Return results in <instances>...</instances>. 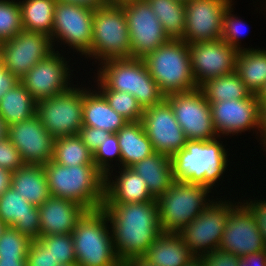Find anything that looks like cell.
Listing matches in <instances>:
<instances>
[{
	"mask_svg": "<svg viewBox=\"0 0 266 266\" xmlns=\"http://www.w3.org/2000/svg\"><path fill=\"white\" fill-rule=\"evenodd\" d=\"M110 134L108 131L99 128L82 126L78 135L83 144L94 153Z\"/></svg>",
	"mask_w": 266,
	"mask_h": 266,
	"instance_id": "obj_45",
	"label": "cell"
},
{
	"mask_svg": "<svg viewBox=\"0 0 266 266\" xmlns=\"http://www.w3.org/2000/svg\"><path fill=\"white\" fill-rule=\"evenodd\" d=\"M87 90L77 83L64 93L37 102L36 115L55 139L79 134L83 126V101Z\"/></svg>",
	"mask_w": 266,
	"mask_h": 266,
	"instance_id": "obj_9",
	"label": "cell"
},
{
	"mask_svg": "<svg viewBox=\"0 0 266 266\" xmlns=\"http://www.w3.org/2000/svg\"><path fill=\"white\" fill-rule=\"evenodd\" d=\"M93 14L94 9L56 1L50 36L54 49L56 44H67L73 52L86 56L92 43Z\"/></svg>",
	"mask_w": 266,
	"mask_h": 266,
	"instance_id": "obj_11",
	"label": "cell"
},
{
	"mask_svg": "<svg viewBox=\"0 0 266 266\" xmlns=\"http://www.w3.org/2000/svg\"><path fill=\"white\" fill-rule=\"evenodd\" d=\"M187 140L209 141L218 134L212 120L211 105L197 88L165 96Z\"/></svg>",
	"mask_w": 266,
	"mask_h": 266,
	"instance_id": "obj_12",
	"label": "cell"
},
{
	"mask_svg": "<svg viewBox=\"0 0 266 266\" xmlns=\"http://www.w3.org/2000/svg\"><path fill=\"white\" fill-rule=\"evenodd\" d=\"M238 266H266V250L243 256Z\"/></svg>",
	"mask_w": 266,
	"mask_h": 266,
	"instance_id": "obj_48",
	"label": "cell"
},
{
	"mask_svg": "<svg viewBox=\"0 0 266 266\" xmlns=\"http://www.w3.org/2000/svg\"><path fill=\"white\" fill-rule=\"evenodd\" d=\"M94 81L97 90H115L133 95L142 108L161 103L165 95L143 61L138 58L112 59L99 64ZM98 86V87H97Z\"/></svg>",
	"mask_w": 266,
	"mask_h": 266,
	"instance_id": "obj_4",
	"label": "cell"
},
{
	"mask_svg": "<svg viewBox=\"0 0 266 266\" xmlns=\"http://www.w3.org/2000/svg\"><path fill=\"white\" fill-rule=\"evenodd\" d=\"M19 80L12 74H10L4 67L3 60L0 56V95L11 89Z\"/></svg>",
	"mask_w": 266,
	"mask_h": 266,
	"instance_id": "obj_47",
	"label": "cell"
},
{
	"mask_svg": "<svg viewBox=\"0 0 266 266\" xmlns=\"http://www.w3.org/2000/svg\"><path fill=\"white\" fill-rule=\"evenodd\" d=\"M67 59L58 50L54 51L34 65L19 81L37 102L64 93L74 86L70 81V73L73 72L69 64L71 57L69 61Z\"/></svg>",
	"mask_w": 266,
	"mask_h": 266,
	"instance_id": "obj_15",
	"label": "cell"
},
{
	"mask_svg": "<svg viewBox=\"0 0 266 266\" xmlns=\"http://www.w3.org/2000/svg\"><path fill=\"white\" fill-rule=\"evenodd\" d=\"M97 91L106 99L110 107L128 122L141 121L144 109L133 95L115 90Z\"/></svg>",
	"mask_w": 266,
	"mask_h": 266,
	"instance_id": "obj_36",
	"label": "cell"
},
{
	"mask_svg": "<svg viewBox=\"0 0 266 266\" xmlns=\"http://www.w3.org/2000/svg\"><path fill=\"white\" fill-rule=\"evenodd\" d=\"M191 69L197 87L235 71L238 50L223 39L189 44Z\"/></svg>",
	"mask_w": 266,
	"mask_h": 266,
	"instance_id": "obj_18",
	"label": "cell"
},
{
	"mask_svg": "<svg viewBox=\"0 0 266 266\" xmlns=\"http://www.w3.org/2000/svg\"><path fill=\"white\" fill-rule=\"evenodd\" d=\"M188 140L172 157L174 180L204 185L211 190L224 178L228 152L220 139ZM223 177V178H222ZM221 179V180H220Z\"/></svg>",
	"mask_w": 266,
	"mask_h": 266,
	"instance_id": "obj_2",
	"label": "cell"
},
{
	"mask_svg": "<svg viewBox=\"0 0 266 266\" xmlns=\"http://www.w3.org/2000/svg\"><path fill=\"white\" fill-rule=\"evenodd\" d=\"M185 266H204V264L202 258L196 256Z\"/></svg>",
	"mask_w": 266,
	"mask_h": 266,
	"instance_id": "obj_56",
	"label": "cell"
},
{
	"mask_svg": "<svg viewBox=\"0 0 266 266\" xmlns=\"http://www.w3.org/2000/svg\"><path fill=\"white\" fill-rule=\"evenodd\" d=\"M27 266H57L56 260L38 240H32L26 257Z\"/></svg>",
	"mask_w": 266,
	"mask_h": 266,
	"instance_id": "obj_43",
	"label": "cell"
},
{
	"mask_svg": "<svg viewBox=\"0 0 266 266\" xmlns=\"http://www.w3.org/2000/svg\"><path fill=\"white\" fill-rule=\"evenodd\" d=\"M175 1H179L180 3H184V4H186V3L189 2L190 0H175Z\"/></svg>",
	"mask_w": 266,
	"mask_h": 266,
	"instance_id": "obj_59",
	"label": "cell"
},
{
	"mask_svg": "<svg viewBox=\"0 0 266 266\" xmlns=\"http://www.w3.org/2000/svg\"><path fill=\"white\" fill-rule=\"evenodd\" d=\"M54 51L50 36L26 30L0 43V56L4 67L18 80Z\"/></svg>",
	"mask_w": 266,
	"mask_h": 266,
	"instance_id": "obj_14",
	"label": "cell"
},
{
	"mask_svg": "<svg viewBox=\"0 0 266 266\" xmlns=\"http://www.w3.org/2000/svg\"><path fill=\"white\" fill-rule=\"evenodd\" d=\"M235 72L246 88L256 95L266 82V50L253 47L240 50L236 59Z\"/></svg>",
	"mask_w": 266,
	"mask_h": 266,
	"instance_id": "obj_31",
	"label": "cell"
},
{
	"mask_svg": "<svg viewBox=\"0 0 266 266\" xmlns=\"http://www.w3.org/2000/svg\"><path fill=\"white\" fill-rule=\"evenodd\" d=\"M57 266H79L77 263H71V264H58Z\"/></svg>",
	"mask_w": 266,
	"mask_h": 266,
	"instance_id": "obj_58",
	"label": "cell"
},
{
	"mask_svg": "<svg viewBox=\"0 0 266 266\" xmlns=\"http://www.w3.org/2000/svg\"><path fill=\"white\" fill-rule=\"evenodd\" d=\"M128 24L122 4H110L94 10L92 43L87 59L103 63L112 59L131 58Z\"/></svg>",
	"mask_w": 266,
	"mask_h": 266,
	"instance_id": "obj_7",
	"label": "cell"
},
{
	"mask_svg": "<svg viewBox=\"0 0 266 266\" xmlns=\"http://www.w3.org/2000/svg\"><path fill=\"white\" fill-rule=\"evenodd\" d=\"M23 30L51 36L56 0H18Z\"/></svg>",
	"mask_w": 266,
	"mask_h": 266,
	"instance_id": "obj_32",
	"label": "cell"
},
{
	"mask_svg": "<svg viewBox=\"0 0 266 266\" xmlns=\"http://www.w3.org/2000/svg\"><path fill=\"white\" fill-rule=\"evenodd\" d=\"M208 102L247 99L252 93L234 71L230 74L212 78L198 87Z\"/></svg>",
	"mask_w": 266,
	"mask_h": 266,
	"instance_id": "obj_33",
	"label": "cell"
},
{
	"mask_svg": "<svg viewBox=\"0 0 266 266\" xmlns=\"http://www.w3.org/2000/svg\"><path fill=\"white\" fill-rule=\"evenodd\" d=\"M259 144L266 143V103L259 102Z\"/></svg>",
	"mask_w": 266,
	"mask_h": 266,
	"instance_id": "obj_49",
	"label": "cell"
},
{
	"mask_svg": "<svg viewBox=\"0 0 266 266\" xmlns=\"http://www.w3.org/2000/svg\"><path fill=\"white\" fill-rule=\"evenodd\" d=\"M23 30L19 1L0 0V43Z\"/></svg>",
	"mask_w": 266,
	"mask_h": 266,
	"instance_id": "obj_37",
	"label": "cell"
},
{
	"mask_svg": "<svg viewBox=\"0 0 266 266\" xmlns=\"http://www.w3.org/2000/svg\"><path fill=\"white\" fill-rule=\"evenodd\" d=\"M38 241L50 251L57 264L76 263L74 242L71 233L41 236Z\"/></svg>",
	"mask_w": 266,
	"mask_h": 266,
	"instance_id": "obj_39",
	"label": "cell"
},
{
	"mask_svg": "<svg viewBox=\"0 0 266 266\" xmlns=\"http://www.w3.org/2000/svg\"><path fill=\"white\" fill-rule=\"evenodd\" d=\"M87 88L83 101V126L117 133L128 121L110 107L95 87Z\"/></svg>",
	"mask_w": 266,
	"mask_h": 266,
	"instance_id": "obj_26",
	"label": "cell"
},
{
	"mask_svg": "<svg viewBox=\"0 0 266 266\" xmlns=\"http://www.w3.org/2000/svg\"><path fill=\"white\" fill-rule=\"evenodd\" d=\"M218 137H230L245 131L259 132V102L255 94L247 99L209 102ZM232 135V136H231Z\"/></svg>",
	"mask_w": 266,
	"mask_h": 266,
	"instance_id": "obj_21",
	"label": "cell"
},
{
	"mask_svg": "<svg viewBox=\"0 0 266 266\" xmlns=\"http://www.w3.org/2000/svg\"><path fill=\"white\" fill-rule=\"evenodd\" d=\"M43 167L51 196L76 202L87 210L102 208L105 176L95 165L68 167L50 160Z\"/></svg>",
	"mask_w": 266,
	"mask_h": 266,
	"instance_id": "obj_3",
	"label": "cell"
},
{
	"mask_svg": "<svg viewBox=\"0 0 266 266\" xmlns=\"http://www.w3.org/2000/svg\"><path fill=\"white\" fill-rule=\"evenodd\" d=\"M143 61L165 96L198 88L191 69L189 44L182 39H170Z\"/></svg>",
	"mask_w": 266,
	"mask_h": 266,
	"instance_id": "obj_6",
	"label": "cell"
},
{
	"mask_svg": "<svg viewBox=\"0 0 266 266\" xmlns=\"http://www.w3.org/2000/svg\"><path fill=\"white\" fill-rule=\"evenodd\" d=\"M170 39L185 34V4L175 0H147Z\"/></svg>",
	"mask_w": 266,
	"mask_h": 266,
	"instance_id": "obj_34",
	"label": "cell"
},
{
	"mask_svg": "<svg viewBox=\"0 0 266 266\" xmlns=\"http://www.w3.org/2000/svg\"><path fill=\"white\" fill-rule=\"evenodd\" d=\"M118 258H141L162 233L157 199L142 203H103Z\"/></svg>",
	"mask_w": 266,
	"mask_h": 266,
	"instance_id": "obj_1",
	"label": "cell"
},
{
	"mask_svg": "<svg viewBox=\"0 0 266 266\" xmlns=\"http://www.w3.org/2000/svg\"><path fill=\"white\" fill-rule=\"evenodd\" d=\"M204 266H238L240 257L220 249L200 256Z\"/></svg>",
	"mask_w": 266,
	"mask_h": 266,
	"instance_id": "obj_46",
	"label": "cell"
},
{
	"mask_svg": "<svg viewBox=\"0 0 266 266\" xmlns=\"http://www.w3.org/2000/svg\"><path fill=\"white\" fill-rule=\"evenodd\" d=\"M118 168V174L109 172L105 176L104 203H142L155 200L138 173L130 167Z\"/></svg>",
	"mask_w": 266,
	"mask_h": 266,
	"instance_id": "obj_24",
	"label": "cell"
},
{
	"mask_svg": "<svg viewBox=\"0 0 266 266\" xmlns=\"http://www.w3.org/2000/svg\"><path fill=\"white\" fill-rule=\"evenodd\" d=\"M234 3L235 2H233V4H231L224 13L221 39H223L228 45L235 47L238 51H240L246 49L241 45L242 40L240 38L246 35L244 34V31L247 30L245 27L247 25L245 21L232 13L234 11Z\"/></svg>",
	"mask_w": 266,
	"mask_h": 266,
	"instance_id": "obj_41",
	"label": "cell"
},
{
	"mask_svg": "<svg viewBox=\"0 0 266 266\" xmlns=\"http://www.w3.org/2000/svg\"><path fill=\"white\" fill-rule=\"evenodd\" d=\"M12 172L0 168V196L11 187Z\"/></svg>",
	"mask_w": 266,
	"mask_h": 266,
	"instance_id": "obj_51",
	"label": "cell"
},
{
	"mask_svg": "<svg viewBox=\"0 0 266 266\" xmlns=\"http://www.w3.org/2000/svg\"><path fill=\"white\" fill-rule=\"evenodd\" d=\"M114 161H118L117 164H111ZM94 165L97 169L106 176L109 172L115 171L114 166H121V152L118 143V136L116 133H111L99 148L93 153ZM114 168V169H113Z\"/></svg>",
	"mask_w": 266,
	"mask_h": 266,
	"instance_id": "obj_40",
	"label": "cell"
},
{
	"mask_svg": "<svg viewBox=\"0 0 266 266\" xmlns=\"http://www.w3.org/2000/svg\"><path fill=\"white\" fill-rule=\"evenodd\" d=\"M11 187L37 207L51 197L45 169L40 165L24 164L13 171Z\"/></svg>",
	"mask_w": 266,
	"mask_h": 266,
	"instance_id": "obj_28",
	"label": "cell"
},
{
	"mask_svg": "<svg viewBox=\"0 0 266 266\" xmlns=\"http://www.w3.org/2000/svg\"><path fill=\"white\" fill-rule=\"evenodd\" d=\"M0 266H27L26 258H0Z\"/></svg>",
	"mask_w": 266,
	"mask_h": 266,
	"instance_id": "obj_52",
	"label": "cell"
},
{
	"mask_svg": "<svg viewBox=\"0 0 266 266\" xmlns=\"http://www.w3.org/2000/svg\"><path fill=\"white\" fill-rule=\"evenodd\" d=\"M212 192L204 185L175 180L157 199L161 231L179 233L213 202Z\"/></svg>",
	"mask_w": 266,
	"mask_h": 266,
	"instance_id": "obj_8",
	"label": "cell"
},
{
	"mask_svg": "<svg viewBox=\"0 0 266 266\" xmlns=\"http://www.w3.org/2000/svg\"><path fill=\"white\" fill-rule=\"evenodd\" d=\"M31 242L14 227L5 226L0 233V258H26Z\"/></svg>",
	"mask_w": 266,
	"mask_h": 266,
	"instance_id": "obj_38",
	"label": "cell"
},
{
	"mask_svg": "<svg viewBox=\"0 0 266 266\" xmlns=\"http://www.w3.org/2000/svg\"><path fill=\"white\" fill-rule=\"evenodd\" d=\"M141 123L157 153L172 157L188 141L165 99L157 105L144 108Z\"/></svg>",
	"mask_w": 266,
	"mask_h": 266,
	"instance_id": "obj_17",
	"label": "cell"
},
{
	"mask_svg": "<svg viewBox=\"0 0 266 266\" xmlns=\"http://www.w3.org/2000/svg\"><path fill=\"white\" fill-rule=\"evenodd\" d=\"M122 266H151L142 258H132L123 262Z\"/></svg>",
	"mask_w": 266,
	"mask_h": 266,
	"instance_id": "obj_53",
	"label": "cell"
},
{
	"mask_svg": "<svg viewBox=\"0 0 266 266\" xmlns=\"http://www.w3.org/2000/svg\"><path fill=\"white\" fill-rule=\"evenodd\" d=\"M38 208L41 236L72 233L78 220L87 211L81 204L54 196Z\"/></svg>",
	"mask_w": 266,
	"mask_h": 266,
	"instance_id": "obj_23",
	"label": "cell"
},
{
	"mask_svg": "<svg viewBox=\"0 0 266 266\" xmlns=\"http://www.w3.org/2000/svg\"><path fill=\"white\" fill-rule=\"evenodd\" d=\"M24 165L18 149L7 138L0 140V168L13 172Z\"/></svg>",
	"mask_w": 266,
	"mask_h": 266,
	"instance_id": "obj_42",
	"label": "cell"
},
{
	"mask_svg": "<svg viewBox=\"0 0 266 266\" xmlns=\"http://www.w3.org/2000/svg\"><path fill=\"white\" fill-rule=\"evenodd\" d=\"M121 167H131L155 153L141 121L128 122L117 133Z\"/></svg>",
	"mask_w": 266,
	"mask_h": 266,
	"instance_id": "obj_29",
	"label": "cell"
},
{
	"mask_svg": "<svg viewBox=\"0 0 266 266\" xmlns=\"http://www.w3.org/2000/svg\"><path fill=\"white\" fill-rule=\"evenodd\" d=\"M130 35L131 58L143 59L170 40L147 0L122 4Z\"/></svg>",
	"mask_w": 266,
	"mask_h": 266,
	"instance_id": "obj_13",
	"label": "cell"
},
{
	"mask_svg": "<svg viewBox=\"0 0 266 266\" xmlns=\"http://www.w3.org/2000/svg\"><path fill=\"white\" fill-rule=\"evenodd\" d=\"M251 200V201H250ZM243 205L249 210L256 221L257 228L263 237V241L266 244V198L263 200L254 198L242 201Z\"/></svg>",
	"mask_w": 266,
	"mask_h": 266,
	"instance_id": "obj_44",
	"label": "cell"
},
{
	"mask_svg": "<svg viewBox=\"0 0 266 266\" xmlns=\"http://www.w3.org/2000/svg\"><path fill=\"white\" fill-rule=\"evenodd\" d=\"M218 249L240 258L266 250L255 218L242 202L228 215Z\"/></svg>",
	"mask_w": 266,
	"mask_h": 266,
	"instance_id": "obj_20",
	"label": "cell"
},
{
	"mask_svg": "<svg viewBox=\"0 0 266 266\" xmlns=\"http://www.w3.org/2000/svg\"><path fill=\"white\" fill-rule=\"evenodd\" d=\"M263 147H265V148H262V149H264L263 152L265 151V153H266V143L263 144Z\"/></svg>",
	"mask_w": 266,
	"mask_h": 266,
	"instance_id": "obj_61",
	"label": "cell"
},
{
	"mask_svg": "<svg viewBox=\"0 0 266 266\" xmlns=\"http://www.w3.org/2000/svg\"><path fill=\"white\" fill-rule=\"evenodd\" d=\"M234 0H190L185 4L186 43L219 40L222 37L223 16Z\"/></svg>",
	"mask_w": 266,
	"mask_h": 266,
	"instance_id": "obj_16",
	"label": "cell"
},
{
	"mask_svg": "<svg viewBox=\"0 0 266 266\" xmlns=\"http://www.w3.org/2000/svg\"><path fill=\"white\" fill-rule=\"evenodd\" d=\"M8 126L0 116V140L7 138Z\"/></svg>",
	"mask_w": 266,
	"mask_h": 266,
	"instance_id": "obj_54",
	"label": "cell"
},
{
	"mask_svg": "<svg viewBox=\"0 0 266 266\" xmlns=\"http://www.w3.org/2000/svg\"><path fill=\"white\" fill-rule=\"evenodd\" d=\"M5 227V225L1 222V220H0V233H1V231H2V229Z\"/></svg>",
	"mask_w": 266,
	"mask_h": 266,
	"instance_id": "obj_60",
	"label": "cell"
},
{
	"mask_svg": "<svg viewBox=\"0 0 266 266\" xmlns=\"http://www.w3.org/2000/svg\"><path fill=\"white\" fill-rule=\"evenodd\" d=\"M71 234L79 266H122L115 251L109 219L103 208L87 210Z\"/></svg>",
	"mask_w": 266,
	"mask_h": 266,
	"instance_id": "obj_5",
	"label": "cell"
},
{
	"mask_svg": "<svg viewBox=\"0 0 266 266\" xmlns=\"http://www.w3.org/2000/svg\"><path fill=\"white\" fill-rule=\"evenodd\" d=\"M56 1L72 3L74 5L84 6L94 10L108 3L107 0H56Z\"/></svg>",
	"mask_w": 266,
	"mask_h": 266,
	"instance_id": "obj_50",
	"label": "cell"
},
{
	"mask_svg": "<svg viewBox=\"0 0 266 266\" xmlns=\"http://www.w3.org/2000/svg\"><path fill=\"white\" fill-rule=\"evenodd\" d=\"M256 97L258 99V102H265L266 103V82L261 87V89L258 91V93L256 94Z\"/></svg>",
	"mask_w": 266,
	"mask_h": 266,
	"instance_id": "obj_55",
	"label": "cell"
},
{
	"mask_svg": "<svg viewBox=\"0 0 266 266\" xmlns=\"http://www.w3.org/2000/svg\"><path fill=\"white\" fill-rule=\"evenodd\" d=\"M194 257L178 233L162 232L141 258L151 266H185Z\"/></svg>",
	"mask_w": 266,
	"mask_h": 266,
	"instance_id": "obj_25",
	"label": "cell"
},
{
	"mask_svg": "<svg viewBox=\"0 0 266 266\" xmlns=\"http://www.w3.org/2000/svg\"><path fill=\"white\" fill-rule=\"evenodd\" d=\"M130 168L145 180L154 199H158L175 181L172 160L166 154L155 152Z\"/></svg>",
	"mask_w": 266,
	"mask_h": 266,
	"instance_id": "obj_27",
	"label": "cell"
},
{
	"mask_svg": "<svg viewBox=\"0 0 266 266\" xmlns=\"http://www.w3.org/2000/svg\"><path fill=\"white\" fill-rule=\"evenodd\" d=\"M52 161L68 167L94 165L93 153L83 144L78 134L55 139Z\"/></svg>",
	"mask_w": 266,
	"mask_h": 266,
	"instance_id": "obj_35",
	"label": "cell"
},
{
	"mask_svg": "<svg viewBox=\"0 0 266 266\" xmlns=\"http://www.w3.org/2000/svg\"><path fill=\"white\" fill-rule=\"evenodd\" d=\"M223 199L224 196L222 199L216 196L199 216L178 233L197 257L218 249L228 215L241 202L239 199L238 202L231 198L230 201Z\"/></svg>",
	"mask_w": 266,
	"mask_h": 266,
	"instance_id": "obj_10",
	"label": "cell"
},
{
	"mask_svg": "<svg viewBox=\"0 0 266 266\" xmlns=\"http://www.w3.org/2000/svg\"><path fill=\"white\" fill-rule=\"evenodd\" d=\"M36 110L37 101L20 81L0 95V116L7 126L32 118Z\"/></svg>",
	"mask_w": 266,
	"mask_h": 266,
	"instance_id": "obj_30",
	"label": "cell"
},
{
	"mask_svg": "<svg viewBox=\"0 0 266 266\" xmlns=\"http://www.w3.org/2000/svg\"><path fill=\"white\" fill-rule=\"evenodd\" d=\"M0 220L31 240L41 237L39 208L29 203L12 187L0 196Z\"/></svg>",
	"mask_w": 266,
	"mask_h": 266,
	"instance_id": "obj_22",
	"label": "cell"
},
{
	"mask_svg": "<svg viewBox=\"0 0 266 266\" xmlns=\"http://www.w3.org/2000/svg\"><path fill=\"white\" fill-rule=\"evenodd\" d=\"M129 1H133V0H107V2L110 4H119V5L125 2H129Z\"/></svg>",
	"mask_w": 266,
	"mask_h": 266,
	"instance_id": "obj_57",
	"label": "cell"
},
{
	"mask_svg": "<svg viewBox=\"0 0 266 266\" xmlns=\"http://www.w3.org/2000/svg\"><path fill=\"white\" fill-rule=\"evenodd\" d=\"M7 137L20 152L24 164L44 166L53 158L55 138L37 115L9 125Z\"/></svg>",
	"mask_w": 266,
	"mask_h": 266,
	"instance_id": "obj_19",
	"label": "cell"
}]
</instances>
